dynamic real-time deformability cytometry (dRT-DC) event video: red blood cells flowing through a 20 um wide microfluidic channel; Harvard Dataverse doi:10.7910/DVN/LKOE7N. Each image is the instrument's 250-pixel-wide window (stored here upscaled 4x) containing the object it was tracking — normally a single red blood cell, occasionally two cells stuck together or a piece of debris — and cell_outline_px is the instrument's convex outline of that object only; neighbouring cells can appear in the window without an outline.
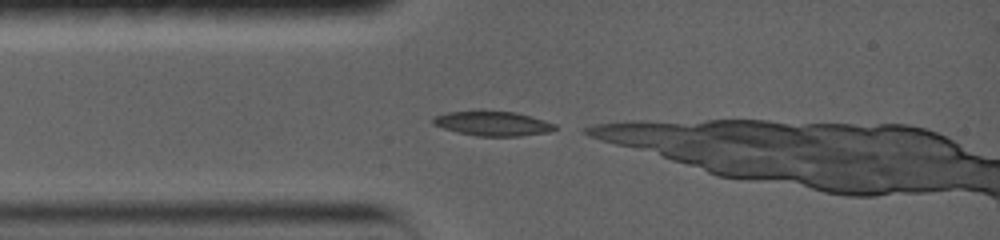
{"species": "common noctule bat (a hibernating species)", "species_latin": "Nyctalus noctula", "temperature_condition": "warm", "stored_images_in_passage": 6, "camera_frame_rate_fps": 5000, "um_per_image_px": 0.085, "animal": {"sex": "female", "body_mass_g": 19.0, "forearm_length_mm": 56.7}, "frame": {"image": 1, "passage_image": 1, "time_ms": 0.0, "image_size_px": [1000, 240], "cell_outline_px": [[556, 128], [548, 132], [520, 136], [476, 136], [456, 132], [432, 124], [432, 120], [436, 116], [452, 112], [512, 112], [544, 120], [556, 124]], "centroid_in_image_um": [41.89, 10.53], "position_along_channel_um": 43.1, "area_um2": 16.88}}